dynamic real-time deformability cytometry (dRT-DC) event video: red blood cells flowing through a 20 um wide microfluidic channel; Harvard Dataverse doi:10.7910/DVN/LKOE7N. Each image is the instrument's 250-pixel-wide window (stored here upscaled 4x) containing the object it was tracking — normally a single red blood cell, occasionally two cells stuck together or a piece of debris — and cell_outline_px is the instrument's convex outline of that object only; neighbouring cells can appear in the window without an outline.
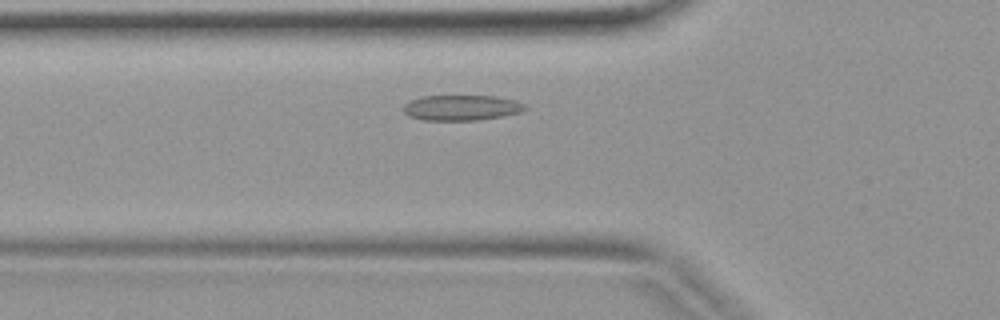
{"species": "common noctule bat (a hibernating species)", "species_latin": "Nyctalus noctula", "temperature_condition": "warm", "stored_images_in_passage": 34, "camera_frame_rate_fps": 3000, "um_per_image_px": 0.085, "animal": {"sex": "female", "body_mass_g": 19.9}, "frame": {"image": 1, "passage_image": 7, "time_ms": 2.0, "image_size_px": [1000, 320], "cell_outline_px": [[528, 108], [520, 112], [480, 120], [420, 120], [408, 116], [400, 108], [404, 104], [420, 96], [496, 96], [516, 100], [524, 104]], "centroid_in_image_um": [39.18, 9.15], "position_along_channel_um": 86.6, "area_um2": 18.15}}
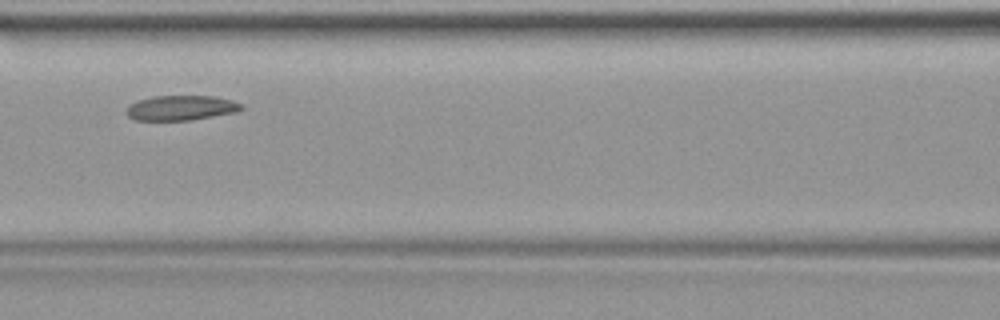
{"frame": {"image": 2, "passage_image": 11, "time_ms": 3.333, "image_size_px": [1000, 320], "cell_outline_px": [[244, 108], [236, 112], [192, 120], [132, 120], [124, 112], [128, 104], [136, 100], [152, 96], [212, 96], [232, 100], [240, 104]], "centroid_in_image_um": [15.31, 9.17], "position_along_channel_um": 151.3, "area_um2": 16.88}}
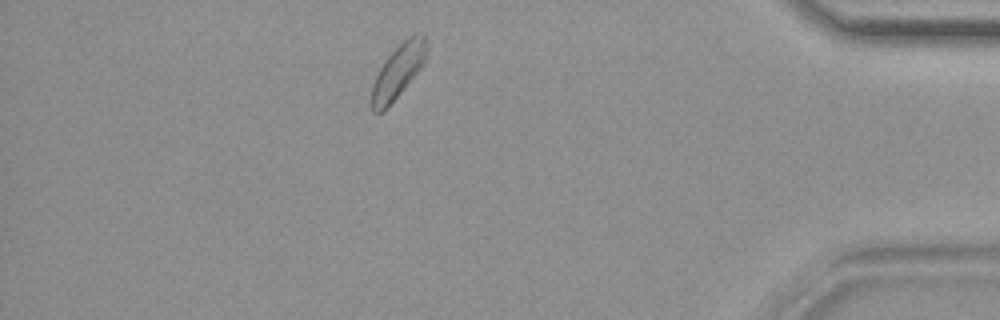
{"frame": {"image": 3, "passage_image": 29, "time_ms": 9.333, "image_size_px": [1000, 320], "cell_outline_px": [[428, 56], [420, 68], [400, 92], [380, 112], [372, 112], [372, 84], [384, 60], [408, 36], [416, 32], [424, 32], [428, 40]], "centroid_in_image_um": [33.91, 5.93], "position_along_channel_um": 401.3, "area_um2": 16.94}}